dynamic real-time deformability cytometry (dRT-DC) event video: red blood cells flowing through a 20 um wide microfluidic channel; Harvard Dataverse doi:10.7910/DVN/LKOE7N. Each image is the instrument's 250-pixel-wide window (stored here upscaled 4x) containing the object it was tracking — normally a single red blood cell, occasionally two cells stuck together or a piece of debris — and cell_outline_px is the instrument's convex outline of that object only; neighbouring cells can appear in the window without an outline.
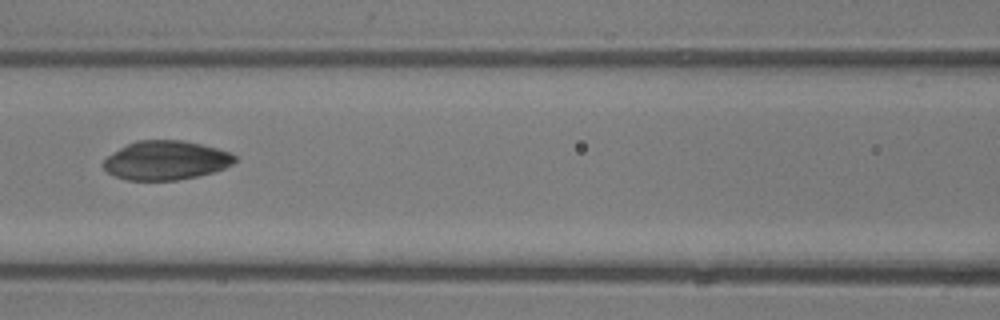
{"species": "common noctule bat (a hibernating species)", "species_latin": "Nyctalus noctula", "temperature_condition": "room temperature", "stored_images_in_passage": 7, "camera_frame_rate_fps": 3000, "um_per_image_px": 0.085, "animal": {"sex": "male", "body_mass_g": 13.3}, "frame": {"image": 1, "passage_image": 6, "time_ms": 1.667, "image_size_px": [1000, 320], "cell_outline_px": [[236, 160], [232, 164], [224, 168], [212, 172], [196, 176], [176, 180], [128, 180], [116, 176], [108, 172], [104, 168], [104, 160], [112, 152], [136, 140], [184, 140], [232, 152], [236, 156]], "centroid_in_image_um": [14.12, 13.62], "position_along_channel_um": 152.5, "area_um2": 29.71}}
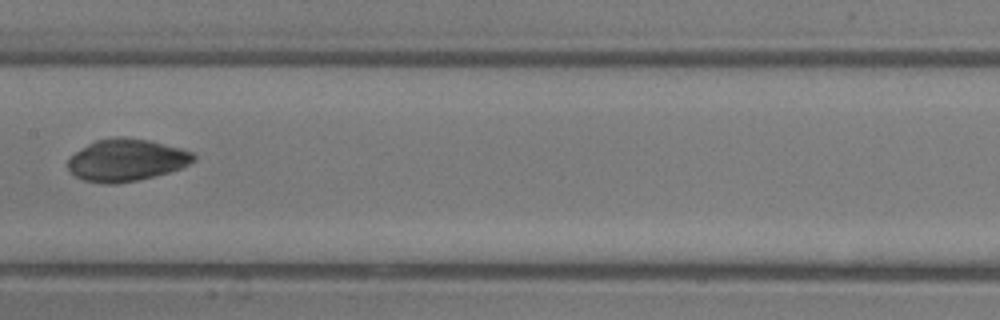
{"frame": {"image": 2, "passage_image": 7, "time_ms": 2.0, "image_size_px": [1000, 320], "cell_outline_px": [[196, 160], [180, 168], [168, 172], [136, 180], [116, 184], [104, 184], [84, 180], [76, 176], [68, 168], [68, 156], [88, 144], [96, 140], [116, 136], [124, 136], [148, 140], [180, 148], [192, 152], [196, 156]], "centroid_in_image_um": [10.72, 13.6], "position_along_channel_um": 196.7, "area_um2": 30.81}}